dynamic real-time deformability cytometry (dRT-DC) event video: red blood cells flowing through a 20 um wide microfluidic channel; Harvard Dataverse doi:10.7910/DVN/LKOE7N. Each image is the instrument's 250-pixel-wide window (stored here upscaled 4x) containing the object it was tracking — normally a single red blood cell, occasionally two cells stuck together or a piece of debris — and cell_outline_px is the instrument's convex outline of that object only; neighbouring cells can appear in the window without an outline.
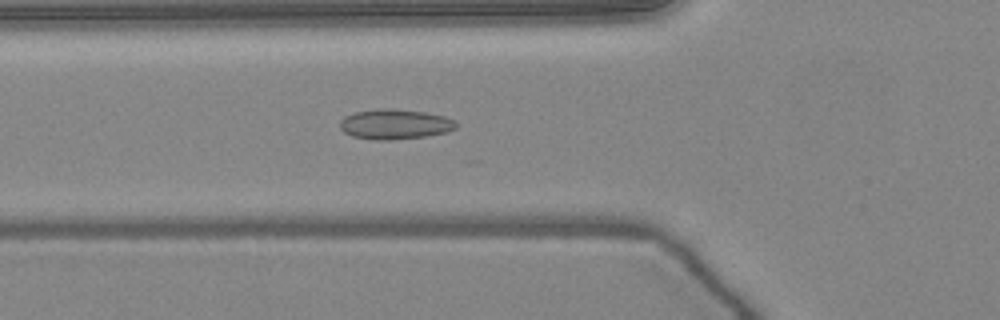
{"species": "common noctule bat (a hibernating species)", "species_latin": "Nyctalus noctula", "temperature_condition": "warm", "stored_images_in_passage": 30, "camera_frame_rate_fps": 3000, "um_per_image_px": 0.085, "animal": {"sex": "female", "body_mass_g": 24.6, "forearm_length_mm": 56.2}, "frame": {"image": 1, "passage_image": 3, "time_ms": 0.667, "image_size_px": [1000, 320], "cell_outline_px": [[456, 128], [444, 132], [424, 136], [392, 140], [376, 140], [352, 136], [344, 132], [340, 128], [340, 120], [344, 116], [356, 112], [380, 108], [392, 108], [424, 112], [444, 116], [456, 120]], "centroid_in_image_um": [33.54, 10.55], "position_along_channel_um": 92.3, "area_um2": 20.29}}
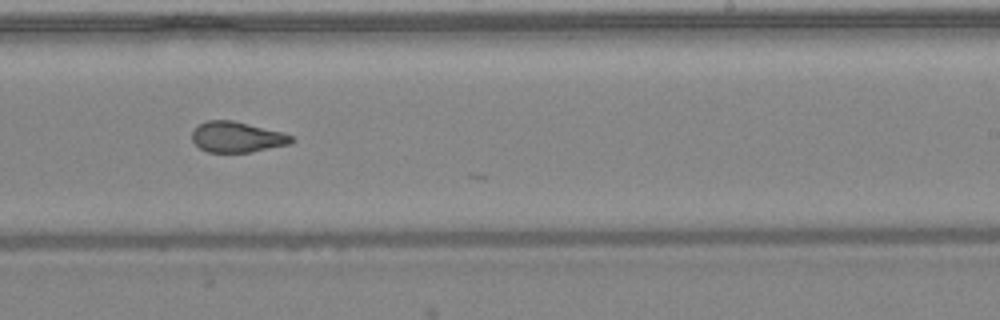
{"frame": {"image": 2, "passage_image": 16, "time_ms": 5.0, "image_size_px": [1000, 320], "cell_outline_px": [[296, 140], [288, 144], [252, 152], [208, 152], [200, 148], [192, 140], [192, 132], [200, 124], [208, 120], [232, 120], [280, 132], [292, 136]], "centroid_in_image_um": [20.13, 11.65], "position_along_channel_um": 268.9, "area_um2": 17.46}}
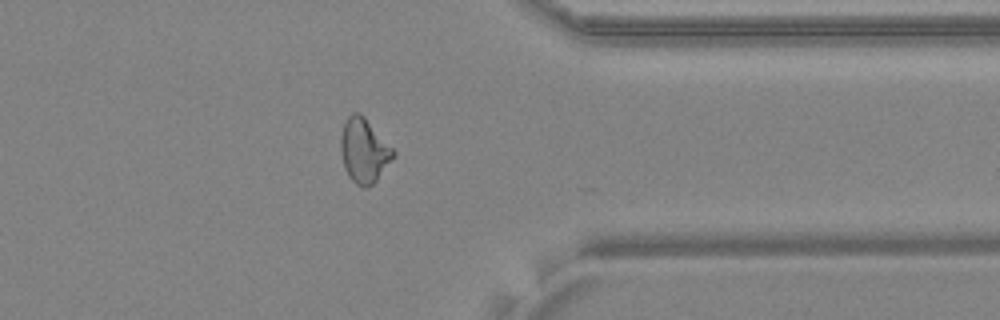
{"frame": {"image": 3, "passage_image": 25, "time_ms": 8.0, "image_size_px": [1000, 320], "cell_outline_px": [[396, 156], [376, 180], [368, 188], [364, 188], [356, 184], [348, 176], [344, 168], [340, 152], [340, 136], [344, 124], [348, 116], [352, 112], [360, 112], [364, 116], [396, 152]], "centroid_in_image_um": [30.93, 12.81], "position_along_channel_um": 380.5, "area_um2": 19.83}, "authors_computed_cell_mechanics": {"area_um2": 18.3804, "velocity_mm_per_s": 4.0659, "shape_relaxation_time_tau1_ms": null, "shape_relaxation_time_tau2_ms": 1.562, "deformation_change_tau1": null, "deformation_change_tau2": 0.0698}}